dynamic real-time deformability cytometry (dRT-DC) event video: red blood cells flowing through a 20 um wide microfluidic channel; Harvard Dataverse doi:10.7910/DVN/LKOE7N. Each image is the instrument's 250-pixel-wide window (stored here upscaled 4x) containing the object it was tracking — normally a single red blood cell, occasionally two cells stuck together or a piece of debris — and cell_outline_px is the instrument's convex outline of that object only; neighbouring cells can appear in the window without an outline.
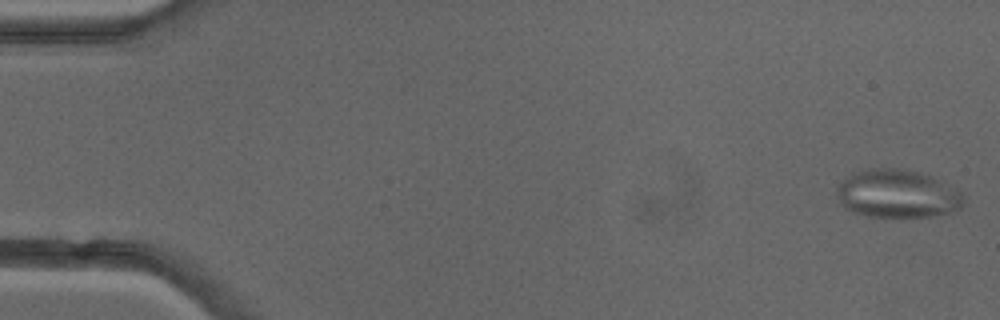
{"species": "common noctule bat (a hibernating species)", "species_latin": "Nyctalus noctula", "temperature_condition": "cold", "stored_images_in_passage": 16, "camera_frame_rate_fps": 3000, "um_per_image_px": 0.085, "animal": {"sex": "female"}, "frame": {"image": 1, "passage_image": 1, "time_ms": 0.0, "image_size_px": [1000, 320], "cell_outline_px": [[964, 204], [960, 208], [948, 212], [928, 216], [868, 216], [852, 212], [844, 208], [840, 204], [836, 196], [836, 188], [852, 172], [868, 168], [896, 168], [920, 172], [944, 180], [960, 192], [964, 196]], "centroid_in_image_um": [76.26, 16.45], "position_along_channel_um": 8.7, "area_um2": 35.78}}